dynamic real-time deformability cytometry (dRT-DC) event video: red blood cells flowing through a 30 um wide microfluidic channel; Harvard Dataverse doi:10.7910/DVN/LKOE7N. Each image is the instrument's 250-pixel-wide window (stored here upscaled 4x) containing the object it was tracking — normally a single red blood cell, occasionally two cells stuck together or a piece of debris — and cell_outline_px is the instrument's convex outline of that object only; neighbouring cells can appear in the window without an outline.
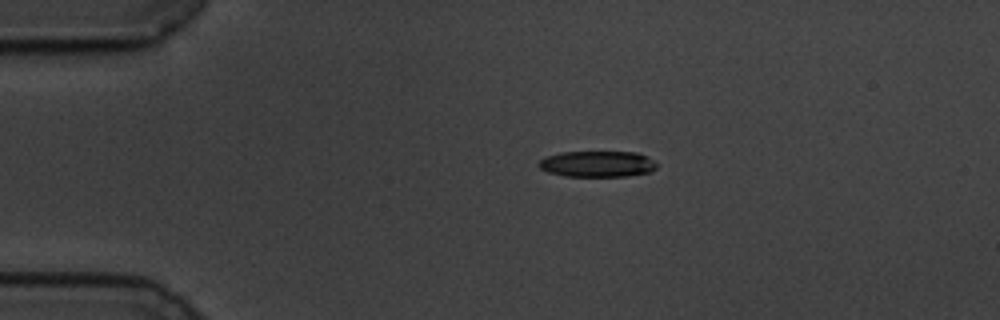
{"species": "common noctule bat (a hibernating species)", "species_latin": "Nyctalus noctula", "temperature_condition": "cold", "stored_images_in_passage": 47, "camera_frame_rate_fps": 3000, "um_per_image_px": 0.085, "animal": {"sex": "male", "body_mass_g": 19.5, "forearm_length_mm": 54.6}, "frame": {"image": 1, "passage_image": 1, "time_ms": 0.0, "image_size_px": [1000, 320], "cell_outline_px": [[656, 168], [652, 172], [628, 176], [564, 176], [548, 172], [540, 168], [536, 164], [544, 156], [560, 152], [636, 152], [652, 160], [656, 164]], "centroid_in_image_um": [50.73, 13.94], "position_along_channel_um": 34.3, "area_um2": 17.98}}
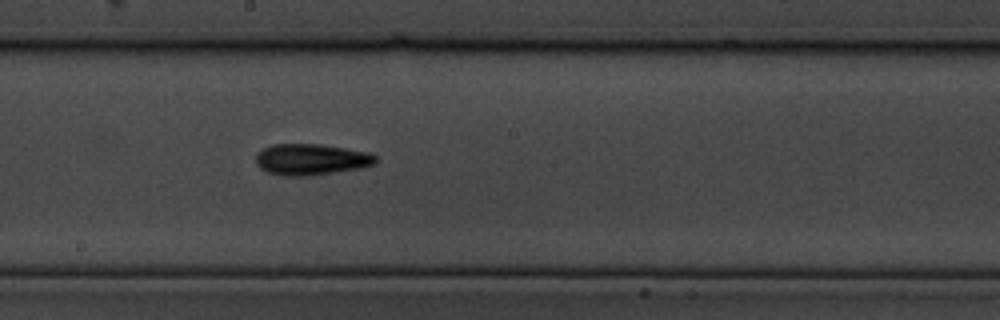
{"frame": {"image": 2, "passage_image": 21, "time_ms": 6.667, "image_size_px": [1000, 320], "cell_outline_px": [[376, 164], [360, 168], [308, 176], [284, 176], [268, 172], [260, 168], [256, 164], [256, 152], [272, 144], [320, 144], [368, 152], [376, 156]], "centroid_in_image_um": [26.42, 13.55], "position_along_channel_um": 221.8, "area_um2": 21.79}}
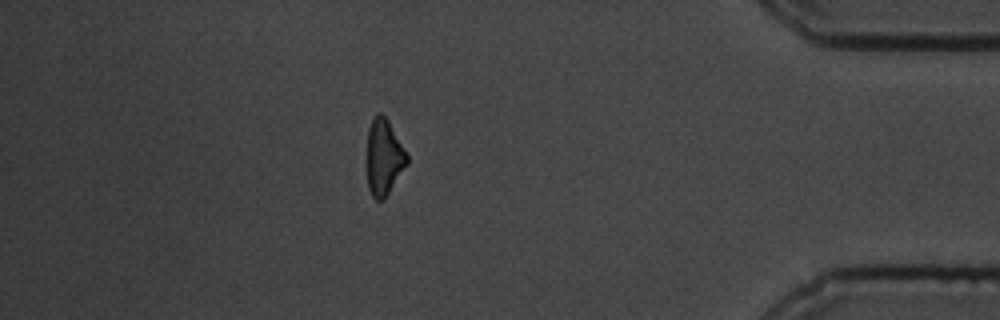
{"frame": {"image": 3, "passage_image": 40, "time_ms": 13.0, "image_size_px": [1000, 320], "cell_outline_px": [[408, 164], [384, 200], [376, 200], [372, 196], [368, 188], [368, 128], [372, 116], [376, 112], [380, 112], [388, 120], [408, 156]], "centroid_in_image_um": [32.63, 13.36], "position_along_channel_um": 402.6, "area_um2": 17.69}, "authors_computed_cell_mechanics": {"area_um2": 19.2474, "velocity_mm_per_s": 3.4724, "shape_relaxation_time_tau1_ms": 4.71, "shape_relaxation_time_tau2_ms": null, "deformation_change_tau1": 0.14, "deformation_change_tau2": null}}